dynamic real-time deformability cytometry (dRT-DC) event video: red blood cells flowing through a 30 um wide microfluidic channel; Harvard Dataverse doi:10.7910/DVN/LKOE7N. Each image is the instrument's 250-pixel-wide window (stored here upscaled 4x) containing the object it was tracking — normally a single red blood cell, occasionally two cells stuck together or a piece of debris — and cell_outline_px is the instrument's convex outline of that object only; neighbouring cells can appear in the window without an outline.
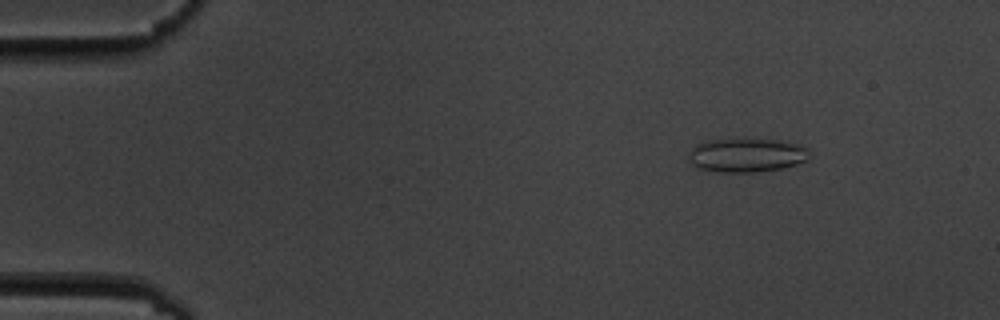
{"species": "common noctule bat (a hibernating species)", "species_latin": "Nyctalus noctula", "temperature_condition": "cold", "stored_images_in_passage": 6, "camera_frame_rate_fps": 3000, "um_per_image_px": 0.085, "animal": {"sex": "male", "body_mass_g": 19.5, "forearm_length_mm": 54.6}, "frame": {"image": 1, "passage_image": 3, "time_ms": 2.0, "image_size_px": [1000, 320], "cell_outline_px": [[808, 160], [784, 168], [756, 172], [716, 172], [700, 168], [692, 164], [688, 156], [688, 152], [696, 144], [704, 140], [780, 140], [796, 144], [808, 148]], "centroid_in_image_um": [63.44, 13.2], "position_along_channel_um": 21.6, "area_um2": 23.7}}